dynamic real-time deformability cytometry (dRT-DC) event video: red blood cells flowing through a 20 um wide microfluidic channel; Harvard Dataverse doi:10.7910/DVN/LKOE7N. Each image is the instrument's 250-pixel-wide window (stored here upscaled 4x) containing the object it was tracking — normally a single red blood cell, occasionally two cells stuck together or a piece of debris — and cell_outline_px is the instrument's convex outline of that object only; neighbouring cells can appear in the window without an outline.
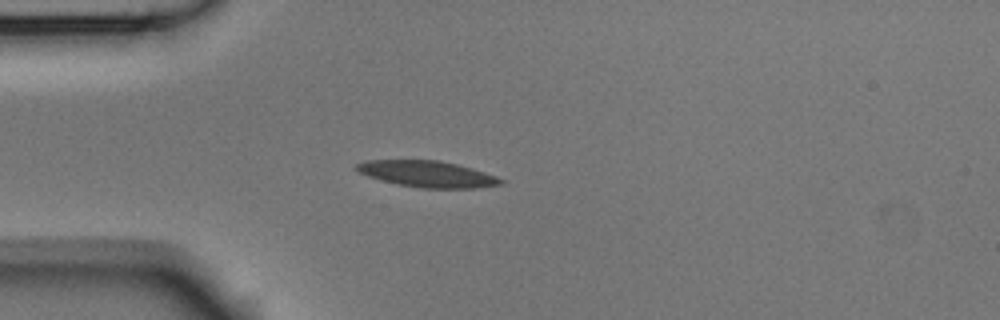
{"species": "Egyptian fruit bat (a non-hibernating species)", "species_latin": "Rousettus aegyptiacus", "temperature_condition": "room temperature", "stored_images_in_passage": 5, "camera_frame_rate_fps": 3000, "um_per_image_px": 0.085, "animal": {"sex": "male"}, "frame": {"image": 1, "passage_image": 4, "time_ms": 1.0, "image_size_px": [1000, 320], "cell_outline_px": [[504, 184], [476, 188], [420, 188], [396, 184], [380, 180], [368, 176], [352, 168], [356, 164], [364, 160], [436, 160], [456, 164], [472, 168], [496, 176], [504, 180]], "centroid_in_image_um": [36.3, 14.79], "position_along_channel_um": 48.7, "area_um2": 22.2}}